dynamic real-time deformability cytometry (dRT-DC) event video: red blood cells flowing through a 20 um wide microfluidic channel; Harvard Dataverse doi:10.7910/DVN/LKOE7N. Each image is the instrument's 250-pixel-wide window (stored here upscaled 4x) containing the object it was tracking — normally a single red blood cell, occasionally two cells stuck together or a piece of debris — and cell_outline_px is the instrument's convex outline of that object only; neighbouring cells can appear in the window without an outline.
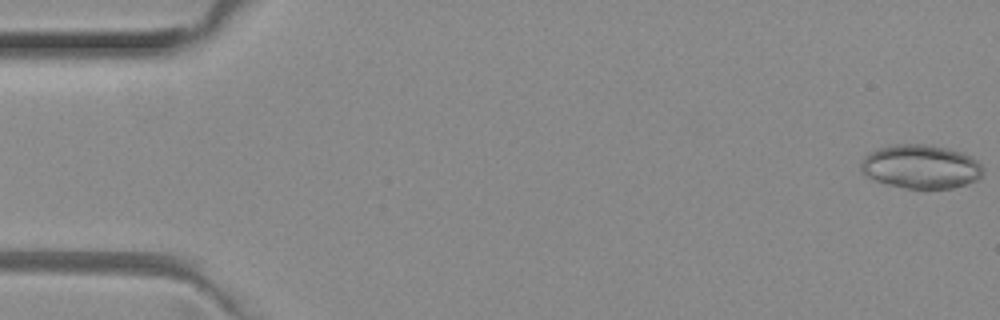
{"species": "common noctule bat (a hibernating species)", "species_latin": "Nyctalus noctula", "temperature_condition": "room temperature", "stored_images_in_passage": 45, "camera_frame_rate_fps": 3000, "um_per_image_px": 0.085, "animal": {"sex": "female", "body_mass_g": 29.2, "forearm_length_mm": 56.3}, "frame": {"image": 1, "passage_image": 1, "time_ms": 0.0, "image_size_px": [1000, 320], "cell_outline_px": [[984, 172], [976, 180], [952, 188], [904, 188], [888, 184], [876, 180], [860, 172], [860, 164], [864, 156], [880, 148], [892, 144], [924, 144], [948, 148], [960, 152], [976, 160], [984, 168]], "centroid_in_image_um": [78.25, 14.16], "position_along_channel_um": 6.7, "area_um2": 30.92}}
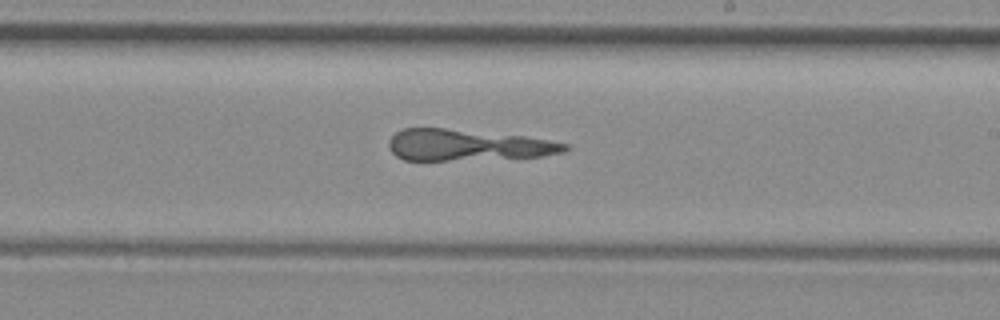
{"frame": {"image": 2, "passage_image": 30, "time_ms": 9.667, "image_size_px": [1000, 320], "cell_outline_px": [[572, 144], [564, 152], [544, 156], [448, 160], [404, 160], [396, 156], [388, 148], [388, 140], [396, 132], [404, 128], [444, 128], [524, 136]], "centroid_in_image_um": [39.73, 12.33], "position_along_channel_um": 249.3, "area_um2": 31.96}}
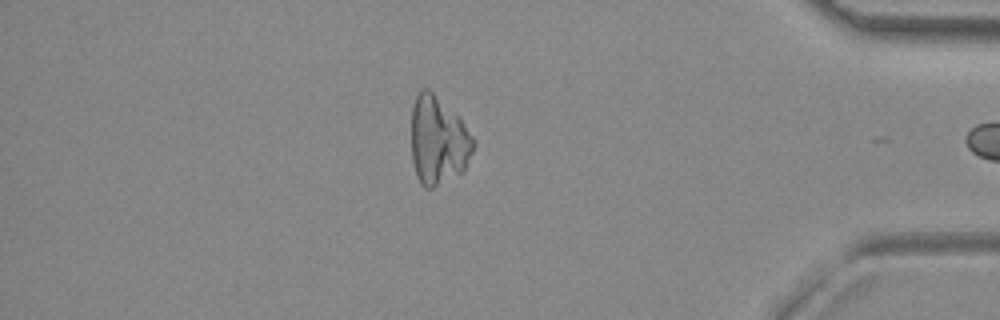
{"frame": {"image": 3, "passage_image": 44, "time_ms": 14.333, "image_size_px": [1000, 320], "cell_outline_px": [[476, 144], [464, 172], [432, 188], [424, 188], [420, 184], [416, 176], [412, 160], [412, 104], [416, 96], [424, 88], [428, 88], [460, 116], [476, 140]], "centroid_in_image_um": [37.27, 11.96], "position_along_channel_um": 397.9, "area_um2": 32.48}}